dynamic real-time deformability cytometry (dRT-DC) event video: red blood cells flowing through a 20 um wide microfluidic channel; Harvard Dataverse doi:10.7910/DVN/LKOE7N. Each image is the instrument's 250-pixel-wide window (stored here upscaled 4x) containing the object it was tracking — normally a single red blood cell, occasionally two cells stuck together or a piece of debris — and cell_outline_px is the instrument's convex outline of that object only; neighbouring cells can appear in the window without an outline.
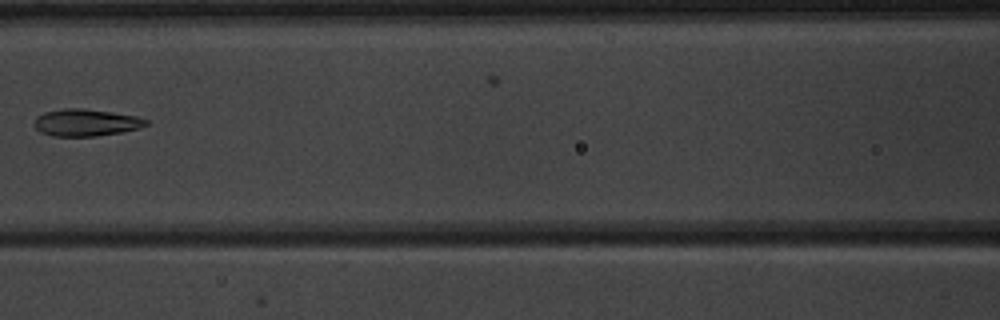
{"species": "common noctule bat (a hibernating species)", "species_latin": "Nyctalus noctula", "temperature_condition": "warm", "stored_images_in_passage": 6, "camera_frame_rate_fps": 3000, "um_per_image_px": 0.085, "animal": {"sex": "male", "body_mass_g": 20.1, "forearm_length_mm": 53.5}, "frame": {"image": 1, "passage_image": 6, "time_ms": 6.333, "image_size_px": [1000, 320], "cell_outline_px": [[148, 124], [140, 128], [124, 132], [96, 136], [52, 136], [40, 132], [36, 128], [36, 116], [44, 112], [64, 108], [84, 108], [136, 116], [148, 120]], "centroid_in_image_um": [7.32, 10.42], "position_along_channel_um": 159.3, "area_um2": 17.63}}